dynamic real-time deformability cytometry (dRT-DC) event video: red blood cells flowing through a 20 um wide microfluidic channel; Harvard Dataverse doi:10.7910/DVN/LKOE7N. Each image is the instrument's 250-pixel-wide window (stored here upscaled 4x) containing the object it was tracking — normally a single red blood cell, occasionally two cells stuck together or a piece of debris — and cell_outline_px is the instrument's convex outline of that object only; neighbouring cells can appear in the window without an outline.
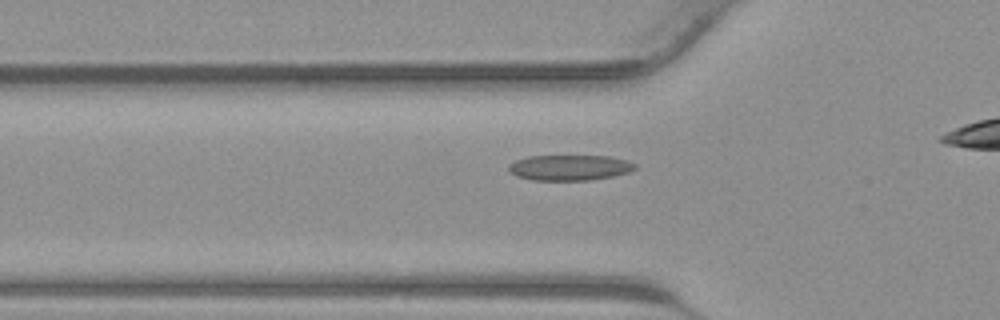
{"species": "common noctule bat (a hibernating species)", "species_latin": "Nyctalus noctula", "temperature_condition": "warm", "stored_images_in_passage": 28, "camera_frame_rate_fps": 3000, "um_per_image_px": 0.085, "animal": {"sex": "male", "body_mass_g": 23.1, "forearm_length_mm": 52.7}, "frame": {"image": 1, "passage_image": 8, "time_ms": 2.333, "image_size_px": [1000, 320], "cell_outline_px": [[636, 168], [628, 172], [612, 176], [592, 180], [532, 180], [516, 176], [508, 172], [508, 164], [516, 160], [528, 156], [608, 156], [628, 160], [636, 164]], "centroid_in_image_um": [48.39, 14.25], "position_along_channel_um": 77.4, "area_um2": 18.9}}
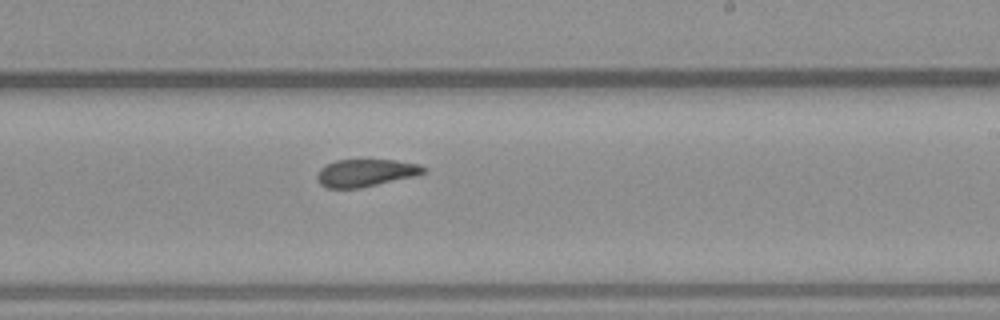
{"frame": {"image": 2, "passage_image": 19, "time_ms": 6.0, "image_size_px": [1000, 320], "cell_outline_px": [[428, 172], [412, 176], [360, 188], [324, 188], [320, 184], [316, 176], [320, 168], [324, 164], [336, 160], [396, 160], [420, 164], [428, 168]], "centroid_in_image_um": [31.07, 14.68], "position_along_channel_um": 257.9, "area_um2": 17.11}}
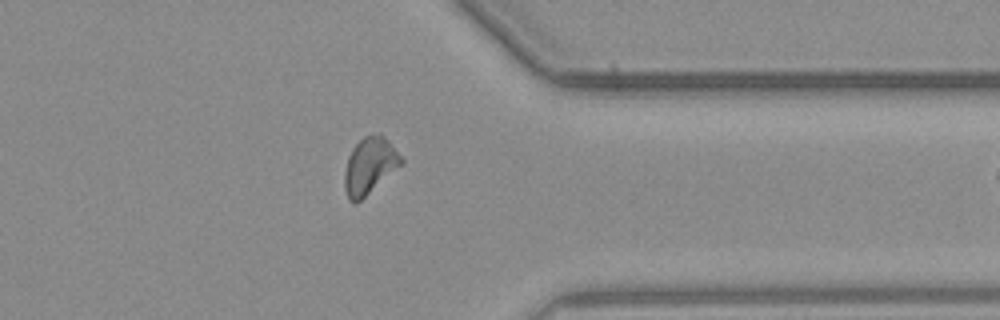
{"frame": {"image": 3, "passage_image": 27, "time_ms": 8.667, "image_size_px": [1000, 320], "cell_outline_px": [[404, 164], [356, 204], [352, 204], [348, 200], [344, 188], [344, 172], [348, 156], [352, 148], [364, 136], [380, 132], [388, 140], [404, 160]], "centroid_in_image_um": [31.42, 14.11], "position_along_channel_um": 380.0, "area_um2": 19.02}}